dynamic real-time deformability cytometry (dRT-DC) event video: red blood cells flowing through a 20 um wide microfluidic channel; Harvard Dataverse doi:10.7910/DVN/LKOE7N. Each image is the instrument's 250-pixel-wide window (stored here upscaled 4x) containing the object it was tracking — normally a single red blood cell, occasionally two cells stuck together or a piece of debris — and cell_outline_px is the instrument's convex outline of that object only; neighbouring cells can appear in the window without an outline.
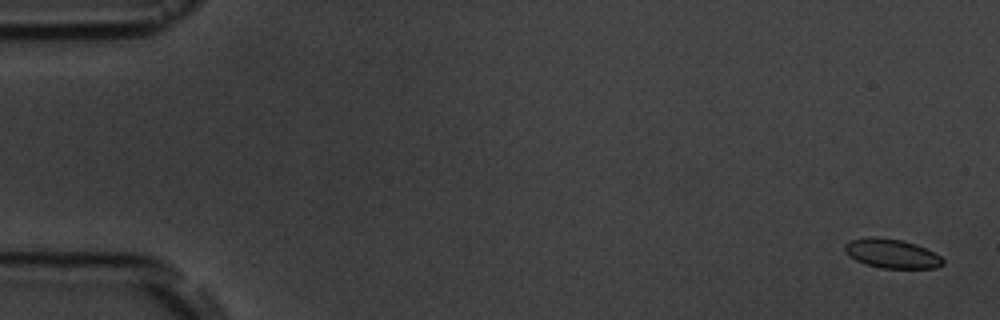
{"species": "common noctule bat (a hibernating species)", "species_latin": "Nyctalus noctula", "temperature_condition": "room temperature", "stored_images_in_passage": 5, "camera_frame_rate_fps": 3000, "um_per_image_px": 0.085, "animal": {"sex": "male", "body_mass_g": 19.5, "forearm_length_mm": 54.6}, "frame": {"image": 1, "passage_image": 1, "time_ms": 0.0, "image_size_px": [1000, 320], "cell_outline_px": [[944, 264], [936, 268], [880, 268], [864, 264], [848, 256], [844, 252], [844, 244], [848, 240], [868, 236], [876, 236], [900, 240], [916, 244], [940, 256], [944, 260]], "centroid_in_image_um": [75.73, 21.55], "position_along_channel_um": 9.3, "area_um2": 16.88}}
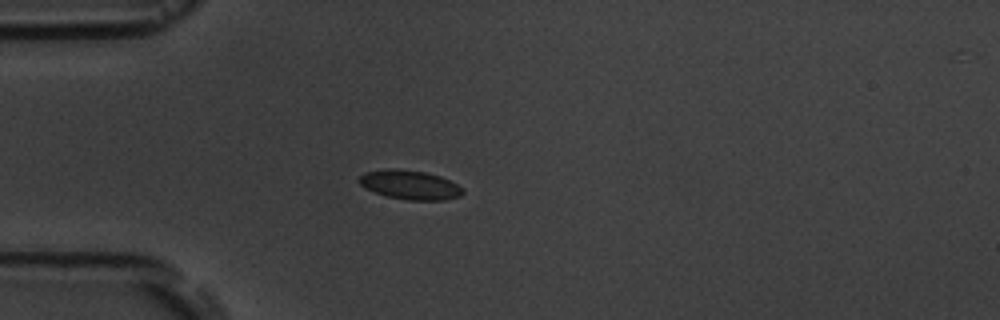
{"frame": {"image": 2, "passage_image": 5, "time_ms": 4.667, "image_size_px": [1000, 320], "cell_outline_px": [[464, 192], [460, 196], [444, 200], [408, 200], [388, 196], [364, 188], [356, 180], [364, 172], [384, 168], [396, 168], [424, 172], [440, 176], [464, 188]], "centroid_in_image_um": [34.81, 15.7], "position_along_channel_um": 50.2, "area_um2": 17.69}}